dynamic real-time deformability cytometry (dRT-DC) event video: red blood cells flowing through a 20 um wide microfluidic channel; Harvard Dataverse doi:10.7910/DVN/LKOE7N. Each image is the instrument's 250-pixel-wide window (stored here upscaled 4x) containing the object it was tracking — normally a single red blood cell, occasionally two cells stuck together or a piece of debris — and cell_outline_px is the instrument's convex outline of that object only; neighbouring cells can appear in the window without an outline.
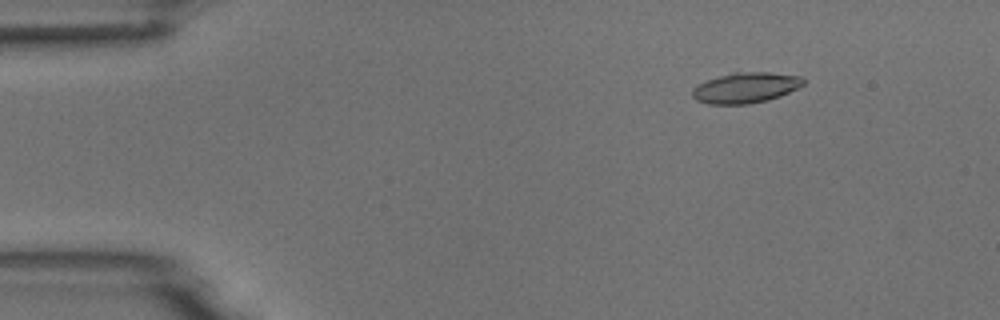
{"species": "common noctule bat (a hibernating species)", "species_latin": "Nyctalus noctula", "temperature_condition": "room temperature", "stored_images_in_passage": 7, "camera_frame_rate_fps": 3000, "um_per_image_px": 0.085, "animal": {"sex": "male", "body_mass_g": 18.8}, "frame": {"image": 1, "passage_image": 2, "time_ms": 0.333, "image_size_px": [1000, 320], "cell_outline_px": [[804, 84], [780, 96], [768, 100], [748, 104], [708, 104], [696, 100], [692, 96], [692, 88], [708, 80], [732, 72], [768, 72], [804, 76]], "centroid_in_image_um": [63.39, 7.45], "position_along_channel_um": 21.6, "area_um2": 19.71}}
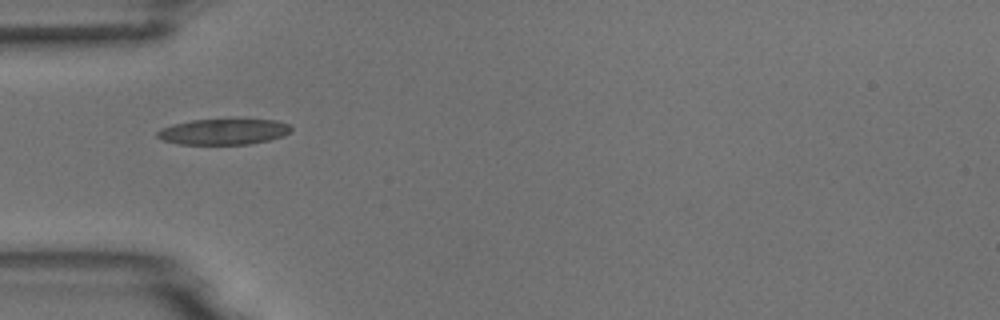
{"frame": {"image": 2, "passage_image": 5, "time_ms": 1.333, "image_size_px": [1000, 320], "cell_outline_px": [[292, 128], [284, 136], [268, 140], [248, 144], [176, 144], [164, 140], [156, 136], [156, 132], [160, 128], [172, 124], [192, 120], [276, 120], [288, 124]], "centroid_in_image_um": [18.96, 11.2], "position_along_channel_um": 66.0, "area_um2": 19.94}}